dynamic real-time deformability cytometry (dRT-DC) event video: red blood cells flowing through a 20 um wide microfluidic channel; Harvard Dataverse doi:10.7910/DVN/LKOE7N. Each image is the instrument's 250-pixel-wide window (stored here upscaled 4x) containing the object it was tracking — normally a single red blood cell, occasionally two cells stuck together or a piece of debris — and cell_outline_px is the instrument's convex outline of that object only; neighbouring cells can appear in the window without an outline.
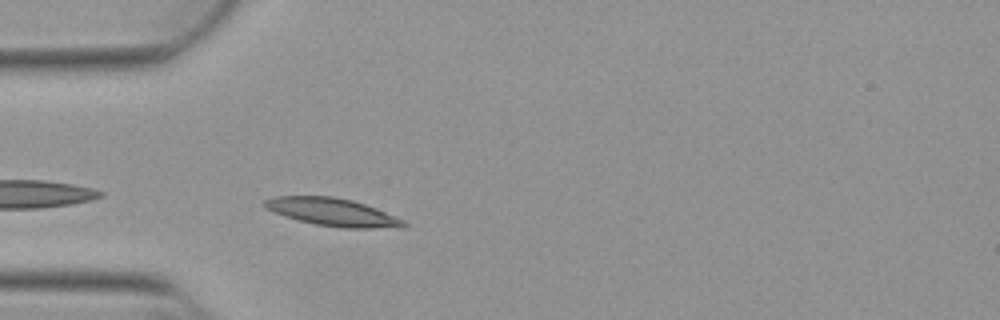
{"species": "Egyptian fruit bat (a non-hibernating species)", "species_latin": "Rousettus aegyptiacus", "temperature_condition": "warm", "stored_images_in_passage": 10, "camera_frame_rate_fps": 3000, "um_per_image_px": 0.085, "animal": {"sex": "female"}, "frame": {"image": 1, "passage_image": 2, "time_ms": 0.333, "image_size_px": [1000, 320], "cell_outline_px": [[408, 224], [372, 228], [340, 228], [316, 224], [284, 216], [264, 208], [260, 204], [264, 200], [276, 196], [332, 196], [352, 200], [376, 208], [396, 216], [404, 220]], "centroid_in_image_um": [28.17, 18.01], "position_along_channel_um": 56.8, "area_um2": 22.2}}
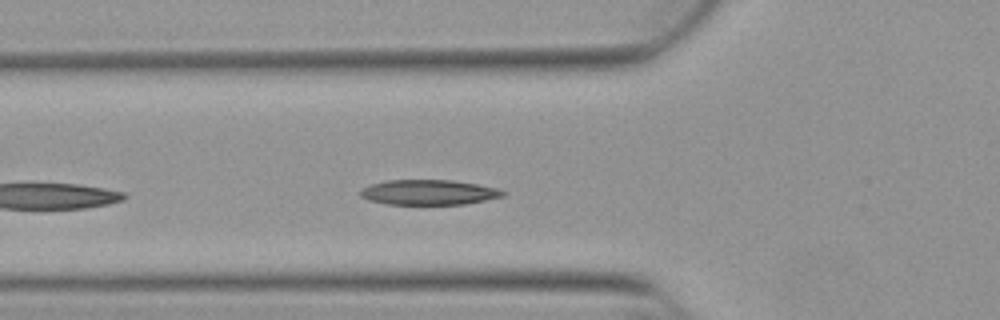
{"frame": {"image": 2, "passage_image": 5, "time_ms": 1.333, "image_size_px": [1000, 320], "cell_outline_px": [[508, 192], [504, 196], [464, 204], [388, 204], [368, 200], [360, 196], [360, 188], [384, 180], [452, 180], [476, 184], [496, 188]], "centroid_in_image_um": [36.42, 16.34], "position_along_channel_um": 89.4, "area_um2": 20.81}}